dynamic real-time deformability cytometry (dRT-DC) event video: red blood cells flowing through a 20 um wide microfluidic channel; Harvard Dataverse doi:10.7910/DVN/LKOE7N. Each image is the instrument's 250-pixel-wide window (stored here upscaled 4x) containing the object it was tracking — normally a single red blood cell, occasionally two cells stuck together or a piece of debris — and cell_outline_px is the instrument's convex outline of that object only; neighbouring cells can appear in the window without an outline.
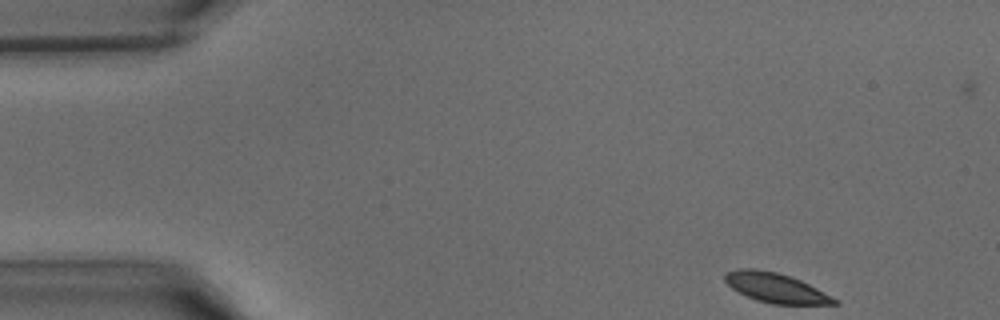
{"species": "common noctule bat (a hibernating species)", "species_latin": "Nyctalus noctula", "temperature_condition": "warm", "stored_images_in_passage": 38, "camera_frame_rate_fps": 3000, "um_per_image_px": 0.085, "animal": {"sex": "male", "body_mass_g": 15.6}, "frame": {"image": 1, "passage_image": 1, "time_ms": 0.0, "image_size_px": [1000, 320], "cell_outline_px": [[840, 304], [772, 304], [756, 300], [732, 288], [724, 280], [724, 272], [736, 268], [756, 268], [776, 272], [800, 280], [840, 300]], "centroid_in_image_um": [65.92, 24.45], "position_along_channel_um": 19.1, "area_um2": 18.84}}
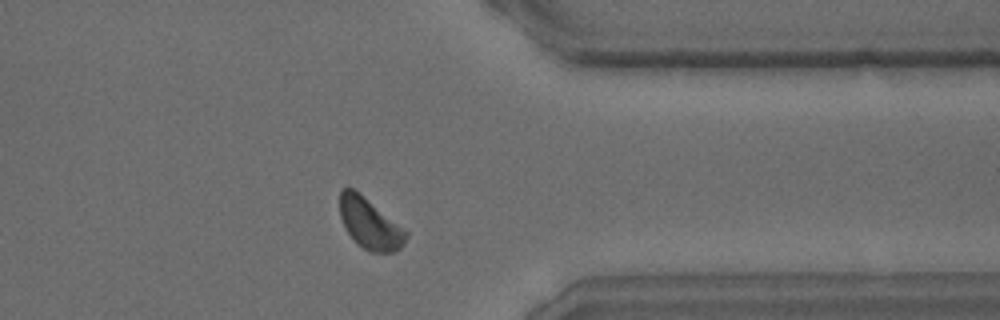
{"frame": {"image": 2, "passage_image": 30, "time_ms": 9.667, "image_size_px": [1000, 320], "cell_outline_px": [[408, 236], [404, 244], [400, 248], [392, 252], [372, 252], [356, 244], [348, 232], [340, 216], [340, 192], [344, 188], [352, 188], [408, 232]], "centroid_in_image_um": [31.43, 19.04], "position_along_channel_um": 380.0, "area_um2": 18.96}}
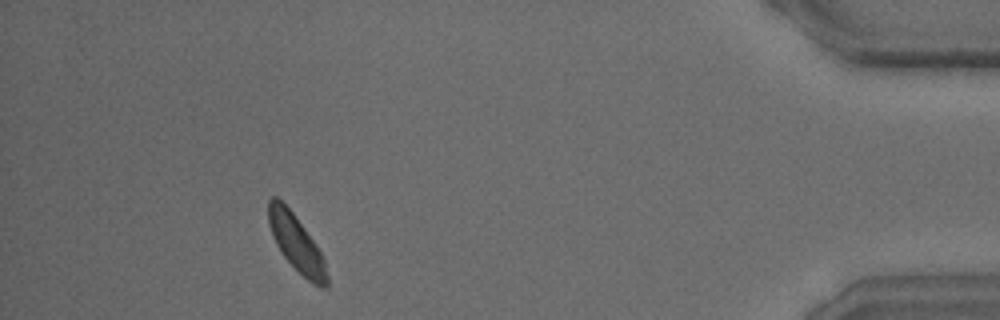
{"frame": {"image": 3, "passage_image": 35, "time_ms": 11.333, "image_size_px": [1000, 320], "cell_outline_px": [[328, 288], [320, 288], [308, 280], [284, 256], [276, 244], [268, 224], [268, 200], [272, 196], [276, 196], [292, 212], [304, 228], [320, 252], [324, 260], [328, 276]], "centroid_in_image_um": [25.19, 20.68], "position_along_channel_um": 410.0, "area_um2": 18.79}}